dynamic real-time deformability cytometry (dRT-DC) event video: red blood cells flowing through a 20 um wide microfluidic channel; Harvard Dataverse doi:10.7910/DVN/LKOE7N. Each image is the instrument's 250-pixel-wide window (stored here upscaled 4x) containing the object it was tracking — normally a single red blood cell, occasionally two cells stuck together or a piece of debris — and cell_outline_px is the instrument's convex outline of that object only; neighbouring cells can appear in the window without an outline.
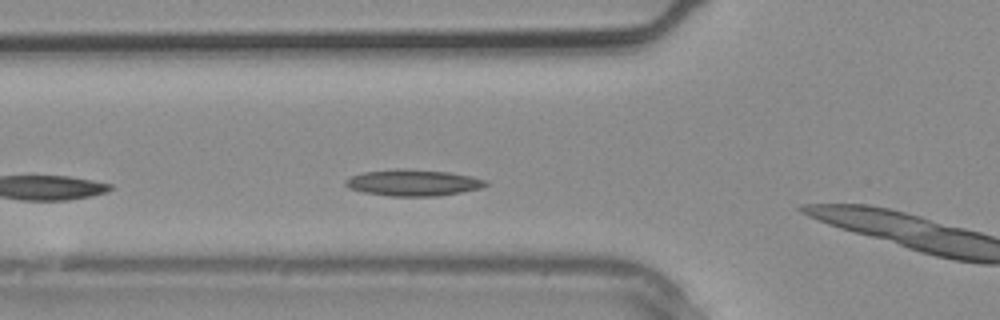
{"species": "common noctule bat (a hibernating species)", "species_latin": "Nyctalus noctula", "temperature_condition": "warm", "stored_images_in_passage": 4, "camera_frame_rate_fps": 3000, "um_per_image_px": 0.085, "animal": {"sex": "male", "body_mass_g": 20.4}, "frame": {"image": 1, "passage_image": 4, "time_ms": 1.0, "image_size_px": [1000, 320], "cell_outline_px": [[488, 184], [480, 188], [460, 192], [436, 196], [392, 196], [364, 192], [348, 188], [344, 184], [344, 180], [352, 176], [364, 172], [396, 168], [400, 168], [448, 172], [472, 176], [488, 180]], "centroid_in_image_um": [35.11, 15.52], "position_along_channel_um": 90.7, "area_um2": 21.5}}